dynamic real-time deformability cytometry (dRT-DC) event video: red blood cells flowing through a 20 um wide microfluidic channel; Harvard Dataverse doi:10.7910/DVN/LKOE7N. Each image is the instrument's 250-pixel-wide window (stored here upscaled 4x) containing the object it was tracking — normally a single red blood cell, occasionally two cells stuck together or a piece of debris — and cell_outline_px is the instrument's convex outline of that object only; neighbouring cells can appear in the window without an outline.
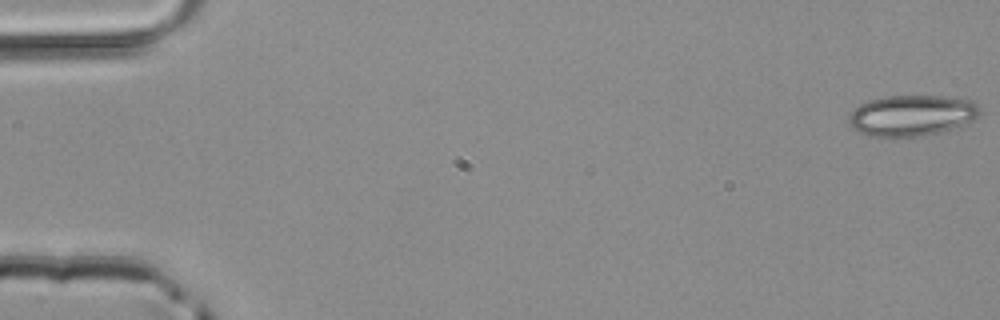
{"species": "common noctule bat (a hibernating species)", "species_latin": "Nyctalus noctula", "temperature_condition": "room temperature", "stored_images_in_passage": 47, "camera_frame_rate_fps": 3000, "um_per_image_px": 0.085, "animal": {"sex": "male", "body_mass_g": 20.4}, "frame": {"image": 1, "passage_image": 1, "time_ms": 0.0, "image_size_px": [1000, 320], "cell_outline_px": [[980, 112], [972, 120], [952, 128], [940, 132], [924, 136], [868, 136], [852, 128], [848, 124], [848, 112], [860, 104], [868, 100], [884, 96], [948, 96], [972, 100], [980, 108]], "centroid_in_image_um": [77.44, 9.8], "position_along_channel_um": 7.6, "area_um2": 31.33}}
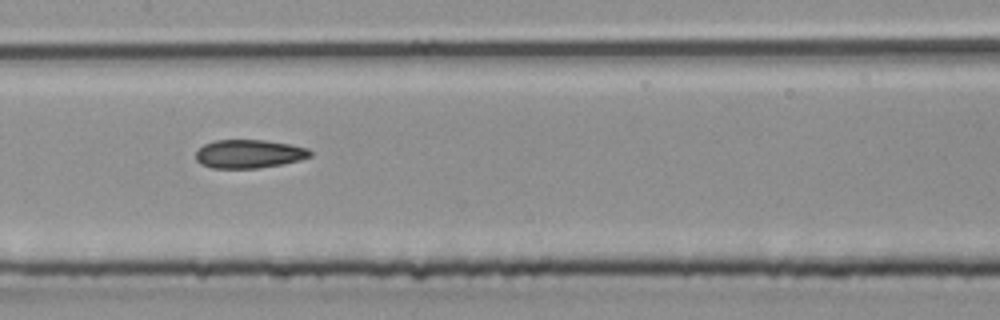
{"frame": {"image": 2, "passage_image": 25, "time_ms": 8.0, "image_size_px": [1000, 320], "cell_outline_px": [[312, 156], [300, 160], [280, 164], [256, 168], [212, 168], [200, 164], [196, 160], [196, 152], [204, 144], [216, 140], [264, 140], [292, 144], [308, 148], [312, 152]], "centroid_in_image_um": [21.18, 13.07], "position_along_channel_um": 186.2, "area_um2": 19.02}}
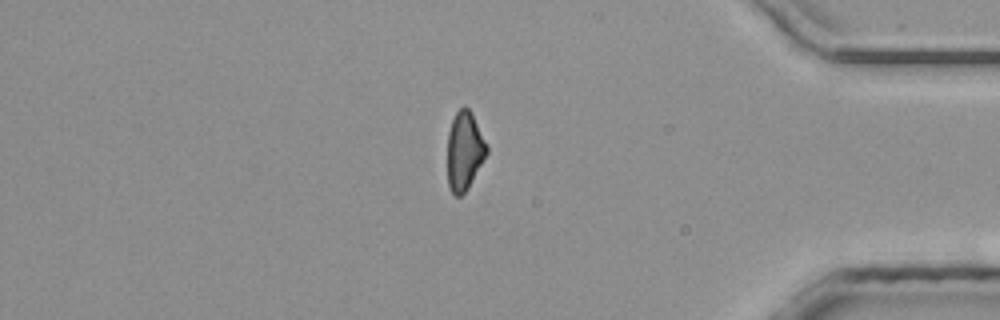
{"frame": {"image": 3, "passage_image": 42, "time_ms": 13.667, "image_size_px": [1000, 320], "cell_outline_px": [[488, 152], [468, 188], [460, 196], [456, 196], [448, 188], [448, 132], [452, 120], [456, 112], [464, 104], [472, 112], [488, 144]], "centroid_in_image_um": [39.49, 12.79], "position_along_channel_um": 395.7, "area_um2": 18.15}}